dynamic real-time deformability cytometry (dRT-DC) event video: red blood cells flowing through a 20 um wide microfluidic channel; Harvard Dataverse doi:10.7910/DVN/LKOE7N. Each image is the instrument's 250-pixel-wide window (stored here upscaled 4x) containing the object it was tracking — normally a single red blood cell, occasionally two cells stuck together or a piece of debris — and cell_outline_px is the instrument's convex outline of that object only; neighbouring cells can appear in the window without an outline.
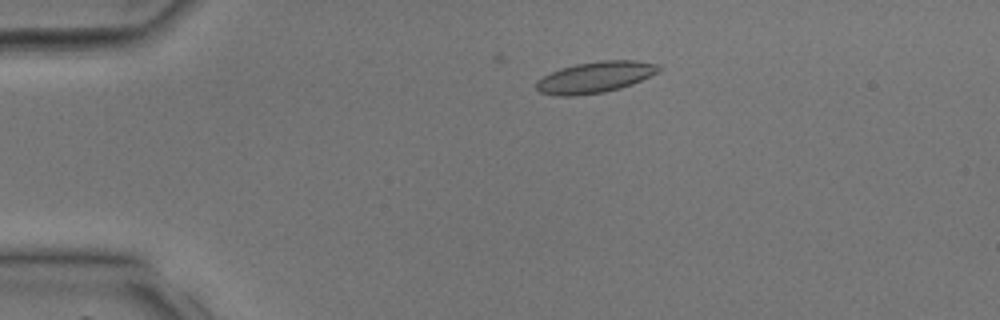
{"species": "common noctule bat (a hibernating species)", "species_latin": "Nyctalus noctula", "temperature_condition": "room temperature", "stored_images_in_passage": 35, "camera_frame_rate_fps": 3000, "um_per_image_px": 0.085, "animal": {"sex": "male", "body_mass_g": 17.9, "forearm_length_mm": 54.2}, "frame": {"image": 1, "passage_image": 4, "time_ms": 1.0, "image_size_px": [1000, 320], "cell_outline_px": [[660, 68], [656, 72], [632, 84], [620, 88], [604, 92], [572, 96], [556, 96], [540, 92], [536, 88], [536, 80], [560, 68], [576, 64], [600, 60], [632, 60], [656, 64]], "centroid_in_image_um": [50.52, 6.57], "position_along_channel_um": 34.5, "area_um2": 21.96}}
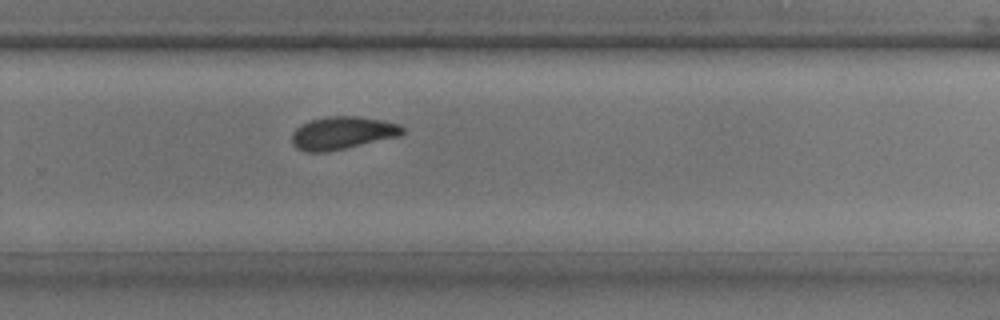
{"frame": {"image": 2, "passage_image": 22, "time_ms": 7.0, "image_size_px": [1000, 320], "cell_outline_px": [[404, 132], [400, 136], [344, 148], [324, 152], [304, 152], [296, 148], [292, 144], [292, 132], [300, 124], [308, 120], [328, 116], [356, 116], [384, 120], [400, 124], [404, 128]], "centroid_in_image_um": [29.08, 11.29], "position_along_channel_um": 300.7, "area_um2": 21.27}}
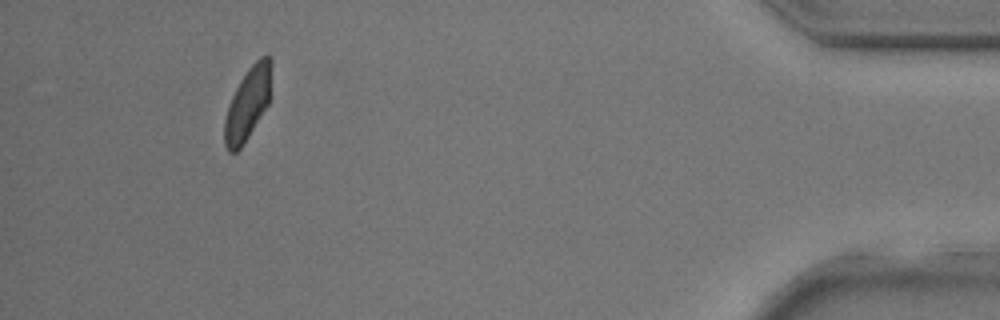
{"frame": {"image": 3, "passage_image": 32, "time_ms": 10.333, "image_size_px": [1000, 320], "cell_outline_px": [[272, 60], [268, 104], [244, 144], [236, 152], [228, 152], [224, 144], [224, 120], [232, 96], [240, 80], [248, 68], [260, 56], [268, 56]], "centroid_in_image_um": [21.04, 8.82], "position_along_channel_um": 414.2, "area_um2": 19.59}}